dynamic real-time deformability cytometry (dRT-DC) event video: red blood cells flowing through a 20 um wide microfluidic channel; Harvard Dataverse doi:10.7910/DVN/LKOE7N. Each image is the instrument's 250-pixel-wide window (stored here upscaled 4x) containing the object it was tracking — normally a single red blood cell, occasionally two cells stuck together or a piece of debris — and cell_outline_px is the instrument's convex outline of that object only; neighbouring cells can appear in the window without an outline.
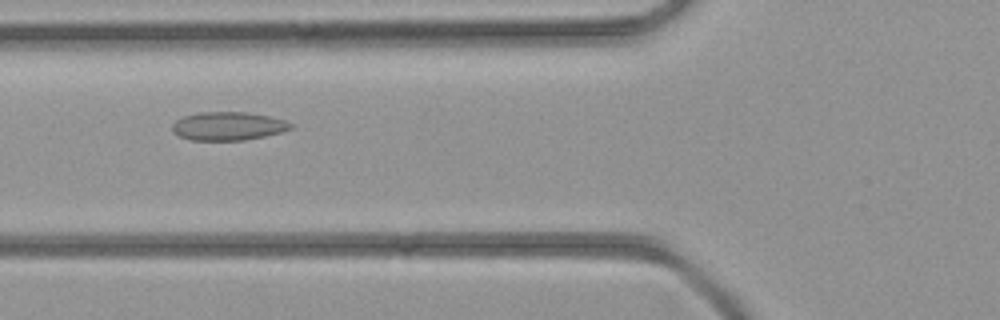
{"species": "common noctule bat (a hibernating species)", "species_latin": "Nyctalus noctula", "temperature_condition": "room temperature", "stored_images_in_passage": 25, "camera_frame_rate_fps": 3000, "um_per_image_px": 0.085, "animal": {"sex": "female", "body_mass_g": 21.9}, "frame": {"image": 1, "passage_image": 5, "time_ms": 1.333, "image_size_px": [1000, 320], "cell_outline_px": [[292, 128], [280, 132], [264, 136], [244, 140], [188, 140], [172, 132], [172, 124], [176, 120], [184, 116], [196, 112], [248, 112], [268, 116], [284, 120], [292, 124]], "centroid_in_image_um": [19.34, 10.71], "position_along_channel_um": 106.5, "area_um2": 19.59}}
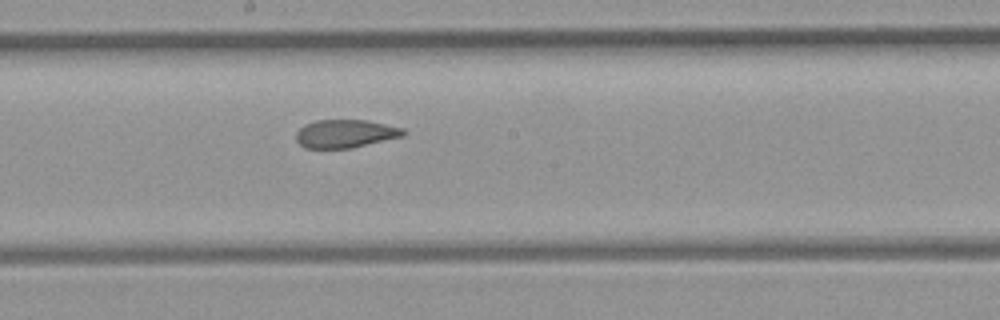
{"frame": {"image": 2, "passage_image": 12, "time_ms": 3.667, "image_size_px": [1000, 320], "cell_outline_px": [[408, 132], [404, 136], [352, 148], [304, 148], [296, 140], [296, 132], [304, 124], [316, 120], [368, 120], [404, 128]], "centroid_in_image_um": [29.38, 11.36], "position_along_channel_um": 218.8, "area_um2": 17.8}}
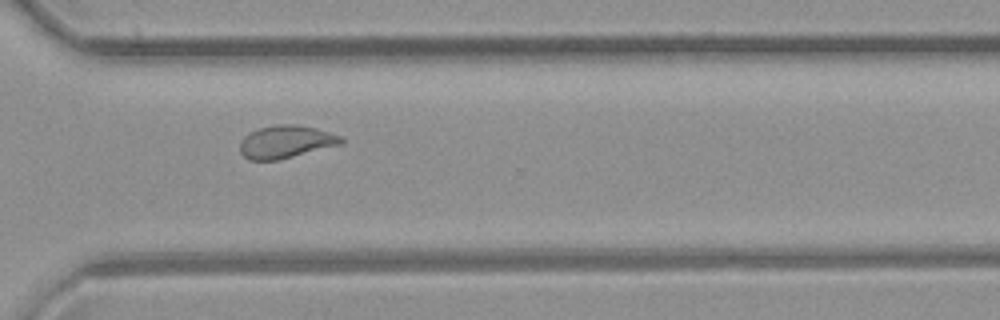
{"frame": {"image": 3, "passage_image": 20, "time_ms": 6.333, "image_size_px": [1000, 320], "cell_outline_px": [[344, 144], [280, 160], [248, 160], [240, 152], [240, 140], [244, 136], [260, 128], [276, 124], [296, 124], [316, 128], [340, 136], [344, 140]], "centroid_in_image_um": [24.32, 12.06], "position_along_channel_um": 346.3, "area_um2": 19.48}}